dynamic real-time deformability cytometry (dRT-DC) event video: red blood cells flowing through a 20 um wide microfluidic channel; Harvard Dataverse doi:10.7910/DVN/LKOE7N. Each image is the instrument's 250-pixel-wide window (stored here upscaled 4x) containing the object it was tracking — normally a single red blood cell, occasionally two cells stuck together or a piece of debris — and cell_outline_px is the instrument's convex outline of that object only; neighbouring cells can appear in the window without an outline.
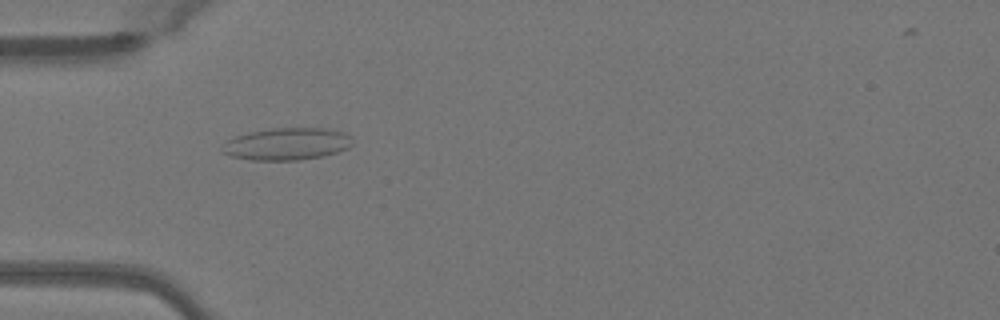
{"species": "Egyptian fruit bat (a non-hibernating species)", "species_latin": "Rousettus aegyptiacus", "temperature_condition": "warm", "stored_images_in_passage": 37, "camera_frame_rate_fps": 3000, "um_per_image_px": 0.085, "animal": {"sex": "female"}, "frame": {"image": 1, "passage_image": 3, "time_ms": 0.667, "image_size_px": [1000, 320], "cell_outline_px": [[352, 144], [348, 148], [336, 152], [320, 156], [296, 160], [252, 160], [232, 156], [224, 152], [220, 148], [228, 140], [236, 136], [248, 132], [272, 128], [328, 128], [344, 132], [352, 140]], "centroid_in_image_um": [24.38, 12.22], "position_along_channel_um": 60.6, "area_um2": 24.22}}
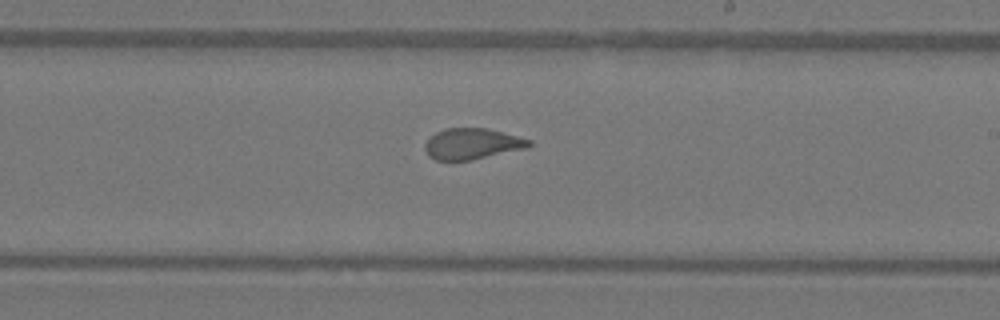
{"frame": {"image": 2, "passage_image": 17, "time_ms": 5.333, "image_size_px": [1000, 320], "cell_outline_px": [[532, 144], [528, 148], [472, 160], [436, 160], [428, 156], [424, 148], [424, 144], [436, 132], [444, 128], [488, 128], [532, 140]], "centroid_in_image_um": [40.15, 12.22], "position_along_channel_um": 248.9, "area_um2": 18.9}}
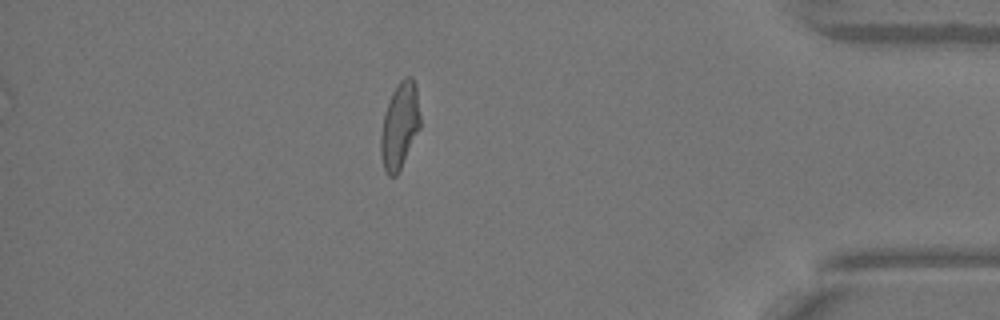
{"frame": {"image": 3, "passage_image": 31, "time_ms": 10.0, "image_size_px": [1000, 320], "cell_outline_px": [[420, 128], [396, 176], [388, 176], [384, 168], [380, 152], [380, 136], [384, 116], [392, 92], [400, 80], [404, 76], [412, 76], [416, 84], [420, 116]], "centroid_in_image_um": [33.98, 10.65], "position_along_channel_um": 401.2, "area_um2": 19.65}, "authors_computed_cell_mechanics": {"area_um2": 19.7098, "velocity_mm_per_s": 4.0825, "shape_relaxation_time_tau1_ms": null, "shape_relaxation_time_tau2_ms": 0.8207, "deformation_change_tau1": null, "deformation_change_tau2": 0.0602}}